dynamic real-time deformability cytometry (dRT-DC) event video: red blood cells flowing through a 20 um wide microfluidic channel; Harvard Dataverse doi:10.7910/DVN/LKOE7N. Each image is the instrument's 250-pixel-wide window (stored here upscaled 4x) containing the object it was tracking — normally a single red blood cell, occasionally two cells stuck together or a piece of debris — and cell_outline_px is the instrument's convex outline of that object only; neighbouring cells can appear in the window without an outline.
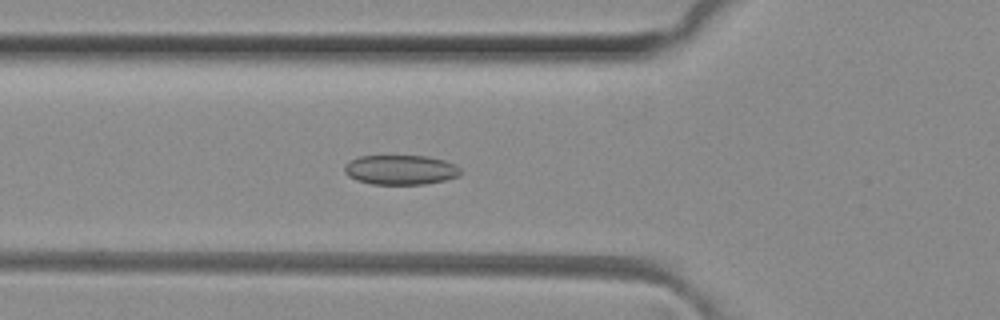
{"species": "common noctule bat (a hibernating species)", "species_latin": "Nyctalus noctula", "temperature_condition": "room temperature", "stored_images_in_passage": 35, "camera_frame_rate_fps": 3000, "um_per_image_px": 0.085, "animal": {"sex": "female", "body_mass_g": 29.2, "forearm_length_mm": 56.3}, "frame": {"image": 1, "passage_image": 3, "time_ms": 0.667, "image_size_px": [1000, 320], "cell_outline_px": [[460, 176], [444, 180], [424, 184], [372, 184], [356, 180], [348, 176], [344, 172], [344, 164], [360, 156], [428, 156], [444, 160], [456, 164], [460, 168]], "centroid_in_image_um": [34.05, 14.43], "position_along_channel_um": 91.7, "area_um2": 20.11}}
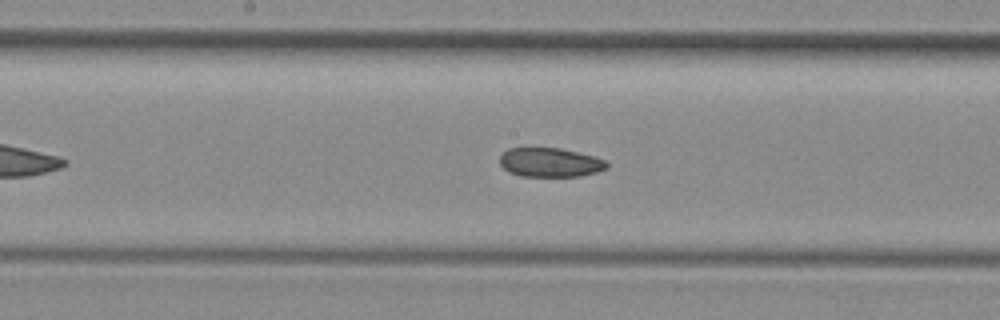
{"frame": {"image": 2, "passage_image": 11, "time_ms": 3.333, "image_size_px": [1000, 320], "cell_outline_px": [[608, 168], [596, 172], [580, 176], [520, 176], [508, 172], [500, 164], [500, 156], [508, 148], [560, 148], [592, 156], [604, 160], [608, 164]], "centroid_in_image_um": [46.73, 13.81], "position_along_channel_um": 201.5, "area_um2": 18.03}}
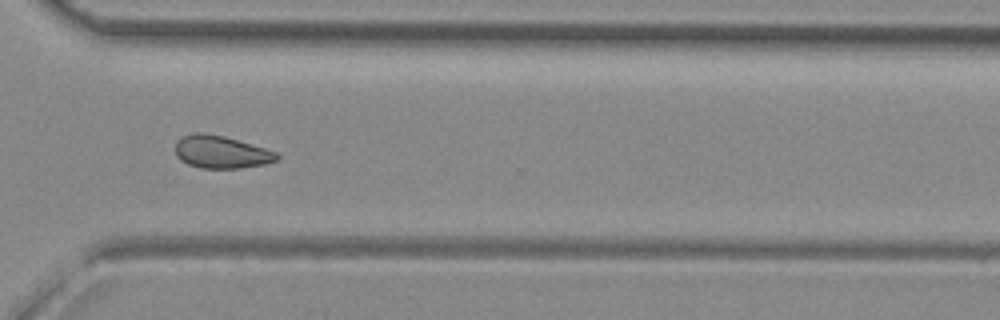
{"frame": {"image": 3, "passage_image": 22, "time_ms": 7.0, "image_size_px": [1000, 320], "cell_outline_px": [[280, 156], [276, 160], [264, 164], [240, 168], [200, 168], [188, 164], [180, 160], [176, 156], [176, 140], [180, 136], [196, 132], [204, 132], [224, 136], [264, 148], [276, 152]], "centroid_in_image_um": [18.75, 12.91], "position_along_channel_um": 351.9, "area_um2": 19.31}, "authors_computed_cell_mechanics": {"area_um2": 19.074, "velocity_mm_per_s": 4.1072, "shape_relaxation_time_tau1_ms": 8.0315, "shape_relaxation_time_tau2_ms": 6.8961, "deformation_change_tau1": 0.0824, "deformation_change_tau2": 0.1128}}